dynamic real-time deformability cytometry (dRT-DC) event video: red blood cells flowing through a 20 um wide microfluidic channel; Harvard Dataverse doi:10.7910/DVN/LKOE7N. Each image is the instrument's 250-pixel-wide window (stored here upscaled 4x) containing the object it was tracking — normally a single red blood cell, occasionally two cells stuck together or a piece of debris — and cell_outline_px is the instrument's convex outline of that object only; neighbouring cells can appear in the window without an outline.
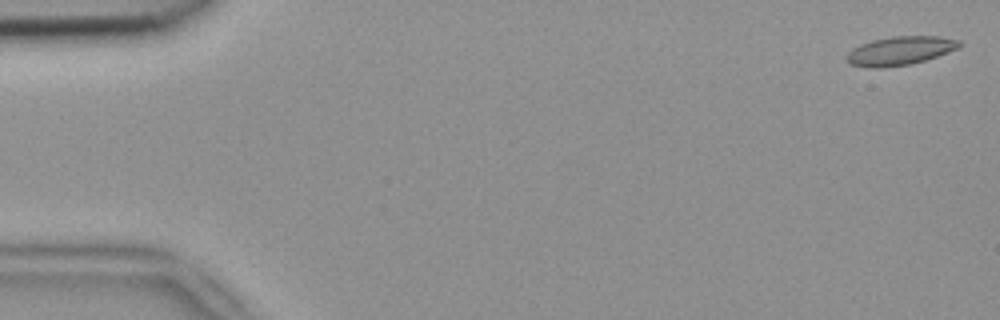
{"species": "common noctule bat (a hibernating species)", "species_latin": "Nyctalus noctula", "temperature_condition": "room temperature", "stored_images_in_passage": 6, "segment_of_instrument_passage": [2, 2], "camera_frame_rate_fps": 3000, "um_per_image_px": 0.085, "animal": {"sex": "female", "body_mass_g": 18.4}, "frame": {"image": 1, "passage_image": 6, "time_ms": 1.667, "image_size_px": [1000, 320], "cell_outline_px": [[964, 44], [956, 48], [936, 56], [912, 64], [880, 68], [868, 68], [852, 64], [844, 56], [852, 48], [860, 44], [872, 40], [892, 36], [936, 36], [960, 40]], "centroid_in_image_um": [76.47, 4.31], "position_along_channel_um": 8.5, "area_um2": 18.79}}